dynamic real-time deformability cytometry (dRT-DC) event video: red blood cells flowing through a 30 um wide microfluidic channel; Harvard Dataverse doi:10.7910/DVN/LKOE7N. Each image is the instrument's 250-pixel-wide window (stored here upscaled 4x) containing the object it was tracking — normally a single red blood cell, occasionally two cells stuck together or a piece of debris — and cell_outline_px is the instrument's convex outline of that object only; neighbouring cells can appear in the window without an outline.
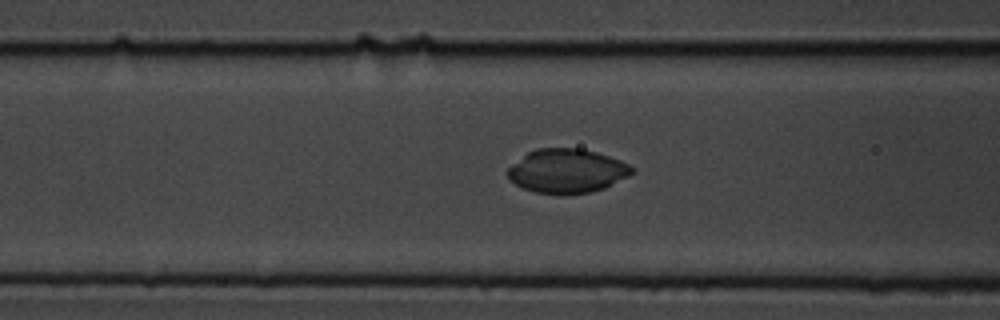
{"species": "common noctule bat (a hibernating species)", "species_latin": "Nyctalus noctula", "temperature_condition": "cold", "stored_images_in_passage": 42, "camera_frame_rate_fps": 3000, "um_per_image_px": 0.085, "animal": {"sex": "male", "body_mass_g": 19.5, "forearm_length_mm": 54.6}, "frame": {"image": 1, "passage_image": 18, "time_ms": 5.667, "image_size_px": [1000, 320], "cell_outline_px": [[636, 172], [604, 188], [592, 192], [536, 192], [524, 188], [508, 180], [508, 168], [512, 164], [528, 152], [536, 148], [576, 148], [596, 152], [620, 160], [628, 164]], "centroid_in_image_um": [48.19, 14.5], "position_along_channel_um": 118.4, "area_um2": 31.21}}
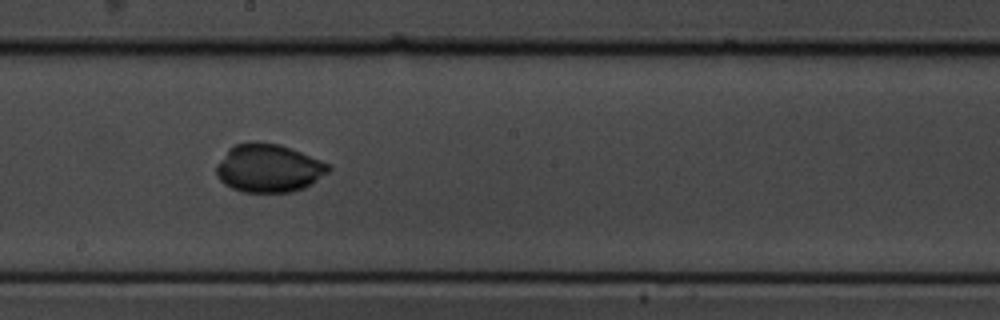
{"frame": {"image": 2, "passage_image": 27, "time_ms": 8.667, "image_size_px": [1000, 320], "cell_outline_px": [[332, 168], [328, 172], [312, 184], [304, 188], [292, 192], [244, 192], [232, 188], [224, 184], [216, 176], [216, 164], [228, 148], [236, 144], [256, 140], [280, 144], [320, 160], [328, 164]], "centroid_in_image_um": [22.8, 14.28], "position_along_channel_um": 225.4, "area_um2": 31.73}}
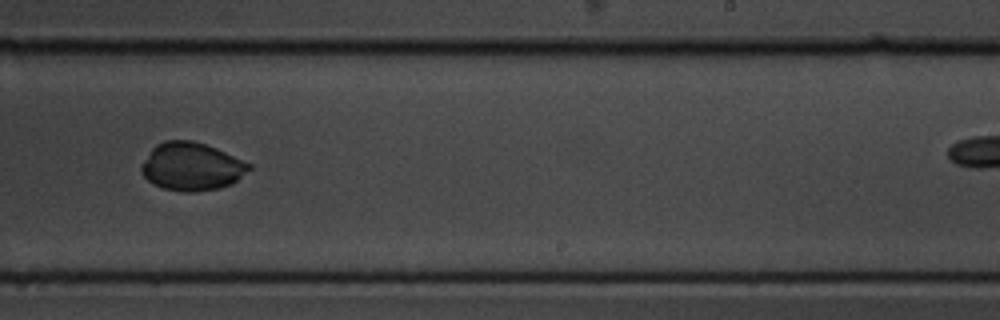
{"frame": {"image": 3, "passage_image": 31, "time_ms": 10.0, "image_size_px": [1000, 320], "cell_outline_px": [[252, 168], [232, 184], [220, 188], [196, 192], [184, 192], [164, 188], [152, 184], [140, 172], [140, 168], [144, 160], [152, 148], [156, 144], [164, 140], [192, 140], [216, 148], [252, 164]], "centroid_in_image_um": [16.29, 14.16], "position_along_channel_um": 272.7, "area_um2": 30.23}}